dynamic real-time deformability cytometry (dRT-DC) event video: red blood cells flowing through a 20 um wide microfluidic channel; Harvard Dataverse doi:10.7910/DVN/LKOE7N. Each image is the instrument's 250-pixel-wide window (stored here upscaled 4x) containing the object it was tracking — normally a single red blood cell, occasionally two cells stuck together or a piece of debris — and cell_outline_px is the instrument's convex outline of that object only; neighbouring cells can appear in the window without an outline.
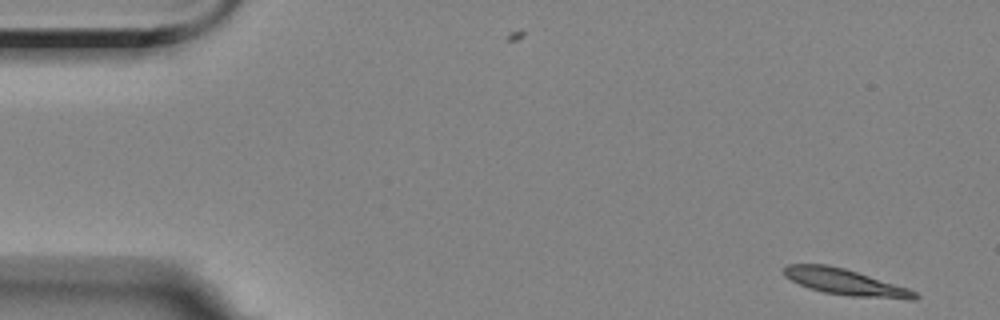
{"species": "Egyptian fruit bat (a non-hibernating species)", "species_latin": "Rousettus aegyptiacus", "temperature_condition": "room temperature", "stored_images_in_passage": 5, "camera_frame_rate_fps": 3000, "um_per_image_px": 0.085, "animal": {"sex": "female"}, "frame": {"image": 1, "passage_image": 1, "time_ms": 0.0, "image_size_px": [1000, 320], "cell_outline_px": [[920, 296], [916, 300], [908, 300], [852, 296], [824, 292], [808, 288], [784, 276], [784, 268], [788, 264], [828, 264], [844, 268], [908, 288], [916, 292]], "centroid_in_image_um": [71.89, 23.99], "position_along_channel_um": 13.1, "area_um2": 19.88}}